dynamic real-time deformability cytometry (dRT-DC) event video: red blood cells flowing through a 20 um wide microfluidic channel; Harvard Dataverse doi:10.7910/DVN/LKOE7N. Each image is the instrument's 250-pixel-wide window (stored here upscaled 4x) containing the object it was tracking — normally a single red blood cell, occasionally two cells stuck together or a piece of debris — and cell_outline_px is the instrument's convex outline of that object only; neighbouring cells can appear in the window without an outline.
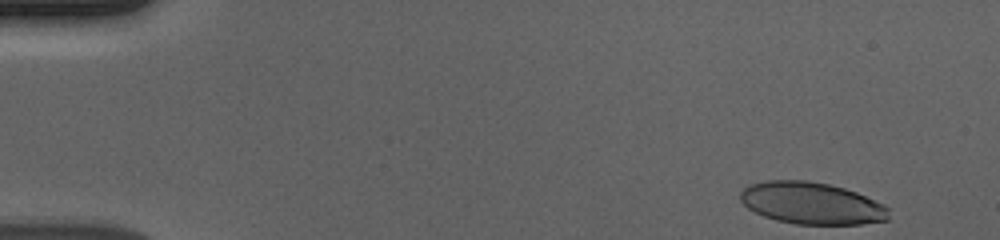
{"species": "human", "species_latin": "Homo sapiens", "temperature_condition": "cold", "stored_images_in_passage": 14, "camera_frame_rate_fps": 3000, "um_per_image_px": 0.085, "donor": {"sex": "male"}, "frame": {"image": 1, "passage_image": 1, "time_ms": 0.0, "image_size_px": [1000, 240], "cell_outline_px": [[888, 220], [860, 224], [796, 224], [776, 220], [764, 216], [748, 208], [740, 200], [740, 192], [748, 184], [768, 180], [808, 180], [828, 184], [844, 188], [856, 192], [884, 204], [888, 208]], "centroid_in_image_um": [68.97, 17.27], "position_along_channel_um": 16.0, "area_um2": 36.3}}